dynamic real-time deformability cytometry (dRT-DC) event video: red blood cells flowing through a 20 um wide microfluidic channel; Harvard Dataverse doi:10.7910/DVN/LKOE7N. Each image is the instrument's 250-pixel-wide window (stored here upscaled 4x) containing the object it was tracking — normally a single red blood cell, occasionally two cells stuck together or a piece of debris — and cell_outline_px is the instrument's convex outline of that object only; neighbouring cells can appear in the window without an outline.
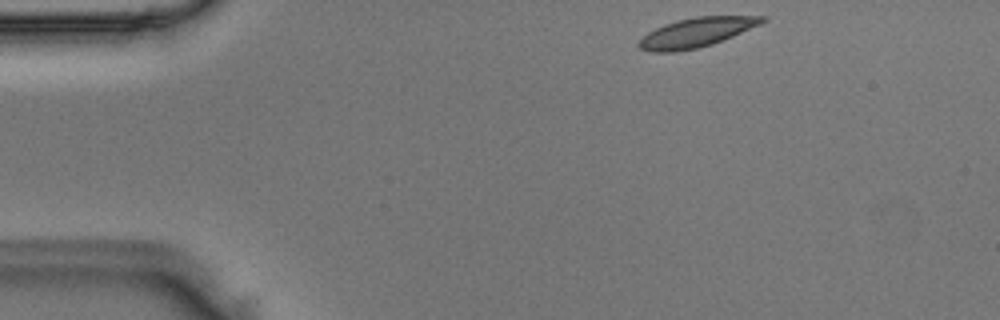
{"species": "Egyptian fruit bat (a non-hibernating species)", "species_latin": "Rousettus aegyptiacus", "temperature_condition": "room temperature", "stored_images_in_passage": 44, "camera_frame_rate_fps": 3000, "um_per_image_px": 0.085, "animal": {"sex": "male"}, "frame": {"image": 1, "passage_image": 1, "time_ms": 0.0, "image_size_px": [1000, 320], "cell_outline_px": [[768, 20], [760, 24], [732, 36], [712, 44], [696, 48], [676, 52], [652, 52], [640, 48], [636, 44], [648, 32], [664, 24], [676, 20], [696, 16], [768, 16]], "centroid_in_image_um": [59.18, 2.75], "position_along_channel_um": 25.8, "area_um2": 20.98}}
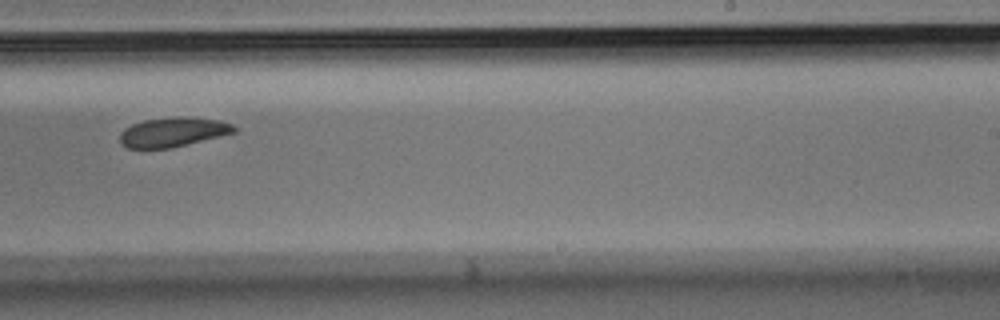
{"frame": {"image": 2, "passage_image": 25, "time_ms": 8.0, "image_size_px": [1000, 320], "cell_outline_px": [[236, 132], [220, 136], [168, 148], [128, 148], [120, 144], [120, 132], [124, 128], [132, 124], [144, 120], [172, 116], [188, 116], [220, 120], [232, 124], [236, 128]], "centroid_in_image_um": [14.68, 11.2], "position_along_channel_um": 274.3, "area_um2": 19.65}}
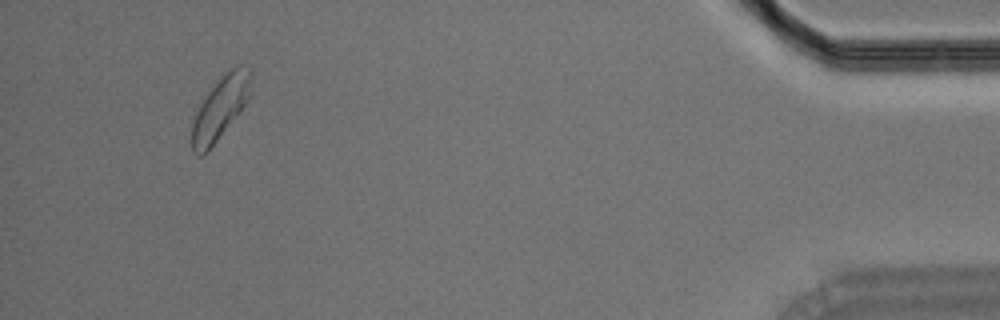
{"frame": {"image": 3, "passage_image": 41, "time_ms": 13.333, "image_size_px": [1000, 320], "cell_outline_px": [[252, 76], [248, 100], [240, 112], [208, 152], [200, 156], [196, 156], [192, 152], [192, 124], [196, 112], [200, 104], [208, 92], [236, 64], [240, 64], [252, 68]], "centroid_in_image_um": [18.74, 9.21], "position_along_channel_um": 416.5, "area_um2": 21.5}}